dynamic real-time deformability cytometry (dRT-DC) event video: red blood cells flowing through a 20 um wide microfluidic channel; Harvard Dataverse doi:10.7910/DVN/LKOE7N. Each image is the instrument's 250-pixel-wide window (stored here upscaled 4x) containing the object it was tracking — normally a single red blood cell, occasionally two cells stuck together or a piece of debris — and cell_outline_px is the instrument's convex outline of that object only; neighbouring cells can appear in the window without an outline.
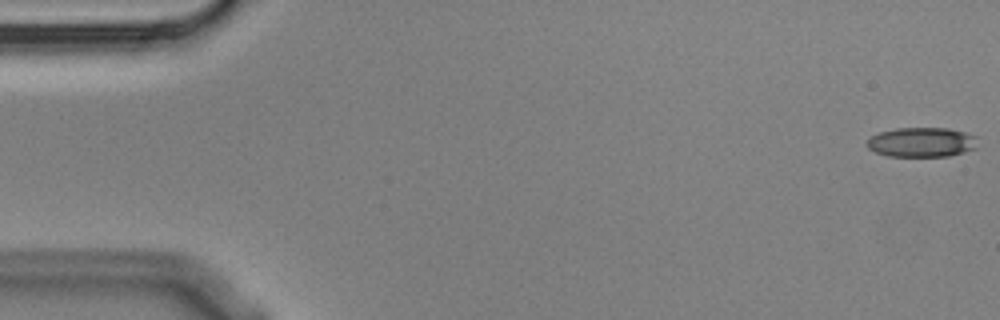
{"species": "Egyptian fruit bat (a non-hibernating species)", "species_latin": "Rousettus aegyptiacus", "temperature_condition": "cold", "stored_images_in_passage": 5, "camera_frame_rate_fps": 3000, "um_per_image_px": 0.085, "animal": {"sex": "male"}, "frame": {"image": 1, "passage_image": 1, "time_ms": 0.0, "image_size_px": [1000, 320], "cell_outline_px": [[976, 148], [964, 152], [948, 156], [888, 156], [876, 152], [868, 148], [868, 140], [872, 136], [880, 132], [896, 128], [948, 128], [964, 132], [976, 136]], "centroid_in_image_um": [78.36, 12.08], "position_along_channel_um": 6.6, "area_um2": 18.96}}
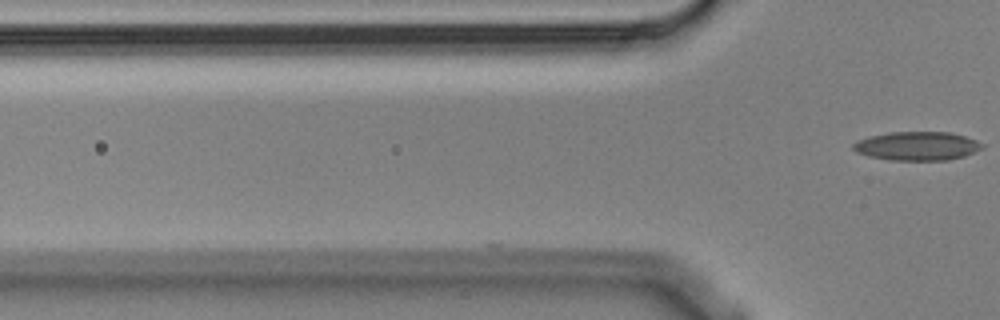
{"frame": {"image": 2, "passage_image": 5, "time_ms": 1.333, "image_size_px": [1000, 320], "cell_outline_px": [[984, 148], [964, 156], [948, 160], [888, 160], [868, 156], [856, 152], [852, 148], [852, 144], [868, 136], [888, 132], [948, 132], [964, 136], [976, 140], [984, 144]], "centroid_in_image_um": [77.95, 12.41], "position_along_channel_um": 47.9, "area_um2": 21.68}}